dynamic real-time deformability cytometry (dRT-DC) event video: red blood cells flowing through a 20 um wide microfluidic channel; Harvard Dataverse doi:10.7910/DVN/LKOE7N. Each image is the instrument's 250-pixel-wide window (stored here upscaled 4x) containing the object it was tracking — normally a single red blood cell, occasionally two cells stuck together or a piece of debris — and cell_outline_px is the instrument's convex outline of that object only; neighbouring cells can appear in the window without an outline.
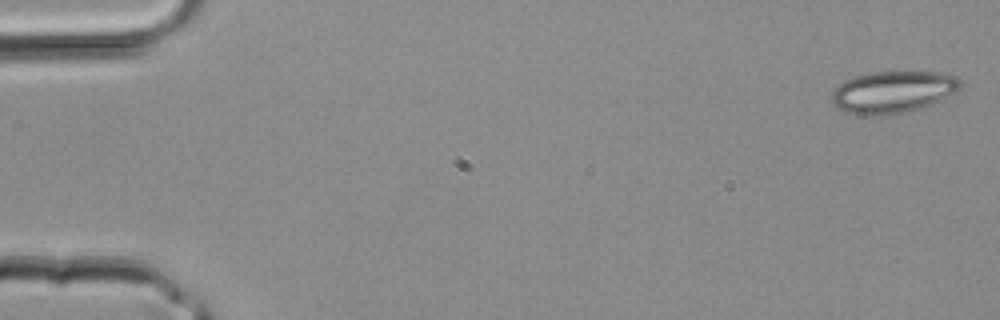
{"species": "common noctule bat (a hibernating species)", "species_latin": "Nyctalus noctula", "temperature_condition": "room temperature", "stored_images_in_passage": 39, "camera_frame_rate_fps": 3000, "um_per_image_px": 0.085, "animal": {"sex": "male", "body_mass_g": 20.4}, "frame": {"image": 1, "passage_image": 1, "time_ms": 0.0, "image_size_px": [1000, 320], "cell_outline_px": [[960, 88], [940, 100], [920, 108], [904, 112], [880, 116], [868, 116], [848, 112], [836, 108], [832, 104], [832, 92], [844, 80], [852, 76], [868, 72], [940, 72], [956, 76], [960, 80]], "centroid_in_image_um": [75.85, 7.81], "position_along_channel_um": 9.2, "area_um2": 31.44}}
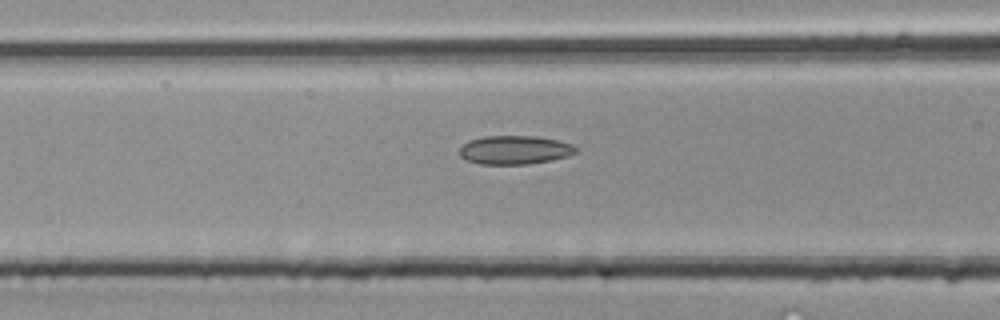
{"frame": {"image": 2, "passage_image": 16, "time_ms": 5.0, "image_size_px": [1000, 320], "cell_outline_px": [[576, 152], [568, 156], [552, 160], [528, 164], [480, 164], [468, 160], [460, 156], [460, 148], [468, 140], [484, 136], [536, 136], [556, 140], [572, 144], [576, 148]], "centroid_in_image_um": [43.74, 12.74], "position_along_channel_um": 122.9, "area_um2": 19.36}}
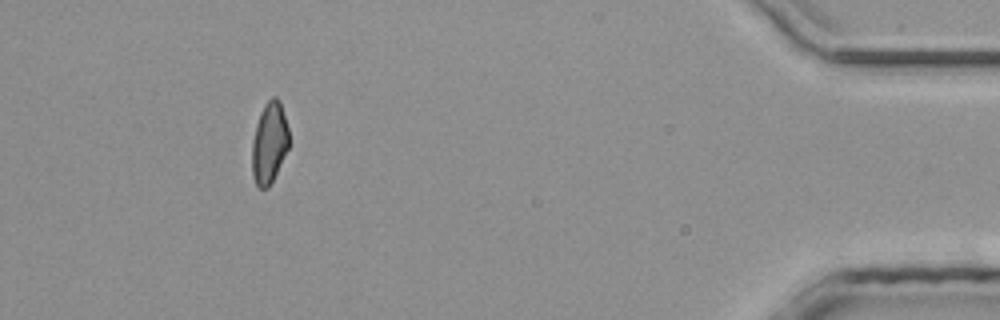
{"frame": {"image": 3, "passage_image": 36, "time_ms": 11.667, "image_size_px": [1000, 320], "cell_outline_px": [[288, 148], [268, 188], [260, 188], [256, 184], [252, 172], [252, 140], [256, 124], [260, 112], [264, 104], [272, 96], [276, 96], [280, 100], [288, 128]], "centroid_in_image_um": [22.88, 12.1], "position_along_channel_um": 412.3, "area_um2": 17.34}}